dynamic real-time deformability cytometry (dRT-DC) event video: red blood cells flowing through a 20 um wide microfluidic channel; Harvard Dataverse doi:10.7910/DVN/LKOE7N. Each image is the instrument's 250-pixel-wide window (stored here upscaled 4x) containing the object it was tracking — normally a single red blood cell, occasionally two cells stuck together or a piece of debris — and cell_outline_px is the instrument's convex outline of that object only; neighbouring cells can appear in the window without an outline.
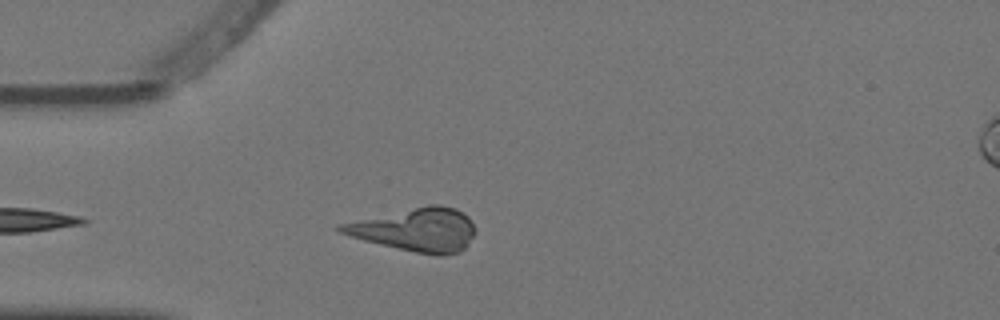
{"species": "Egyptian fruit bat (a non-hibernating species)", "species_latin": "Rousettus aegyptiacus", "temperature_condition": "warm", "stored_images_in_passage": 4, "segment_of_instrument_passage": [1, 2], "camera_frame_rate_fps": 3000, "um_per_image_px": 0.085, "animal": {"sex": "female"}, "frame": {"image": 1, "passage_image": 3, "time_ms": 0.667, "image_size_px": [1000, 320], "cell_outline_px": [[472, 236], [464, 248], [460, 252], [440, 256], [436, 256], [416, 252], [380, 244], [348, 236], [340, 232], [336, 228], [336, 224], [428, 204], [440, 204], [456, 208], [468, 216], [472, 220]], "centroid_in_image_um": [35.31, 19.51], "position_along_channel_um": 49.7, "area_um2": 33.76}}